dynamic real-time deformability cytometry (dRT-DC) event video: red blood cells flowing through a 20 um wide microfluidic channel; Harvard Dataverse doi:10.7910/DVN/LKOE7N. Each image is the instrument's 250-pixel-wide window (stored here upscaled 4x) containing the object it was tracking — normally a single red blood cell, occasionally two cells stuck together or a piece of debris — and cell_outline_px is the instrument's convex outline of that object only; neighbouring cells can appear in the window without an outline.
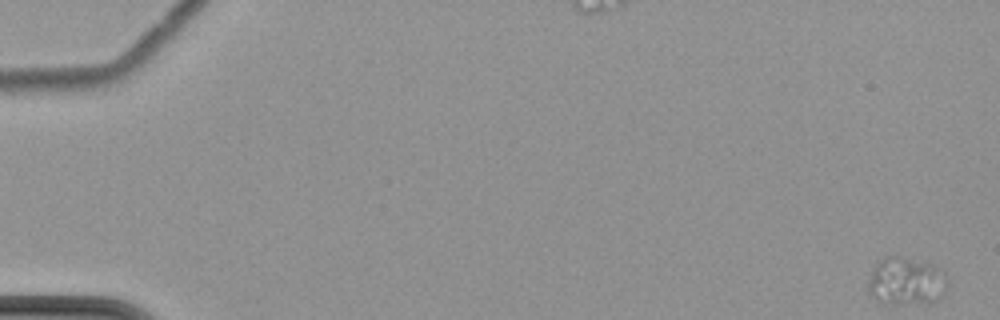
{"species": "common noctule bat (a hibernating species)", "species_latin": "Nyctalus noctula", "temperature_condition": "cold", "stored_images_in_passage": 8, "camera_frame_rate_fps": 3000, "um_per_image_px": 0.085, "animal": {"sex": "female", "body_mass_g": 22.7, "forearm_length_mm": 54.2}, "frame": {"image": 1, "passage_image": 1, "time_ms": 0.0, "image_size_px": [1000, 320], "cell_outline_px": [[948, 288], [936, 300], [900, 304], [888, 304], [876, 300], [868, 292], [868, 280], [872, 272], [884, 260], [892, 256], [896, 256], [928, 264], [940, 268], [944, 272], [948, 280]], "centroid_in_image_um": [77.05, 23.95], "position_along_channel_um": 8.0, "area_um2": 21.39}}